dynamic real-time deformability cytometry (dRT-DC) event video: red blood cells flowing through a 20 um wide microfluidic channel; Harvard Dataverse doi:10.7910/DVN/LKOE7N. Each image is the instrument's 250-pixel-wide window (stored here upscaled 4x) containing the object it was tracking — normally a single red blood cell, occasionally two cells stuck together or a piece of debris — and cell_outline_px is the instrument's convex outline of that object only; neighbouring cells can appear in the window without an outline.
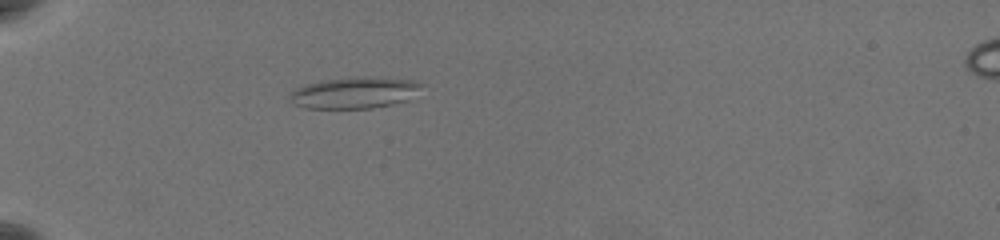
{"species": "common noctule bat (a hibernating species)", "species_latin": "Nyctalus noctula", "temperature_condition": "warm", "stored_images_in_passage": 40, "camera_frame_rate_fps": 3000, "um_per_image_px": 0.085, "animal": {"sex": "female", "body_mass_g": 19.5, "forearm_length_mm": 54.1}, "frame": {"image": 1, "passage_image": 1, "time_ms": 0.0, "image_size_px": [1000, 240], "cell_outline_px": [[424, 84], [408, 100], [392, 104], [372, 108], [304, 108], [292, 104], [288, 96], [296, 88], [308, 84], [324, 80], [356, 76], [368, 76], [412, 80]], "centroid_in_image_um": [30.11, 7.88], "position_along_channel_um": 54.9, "area_um2": 24.1}}
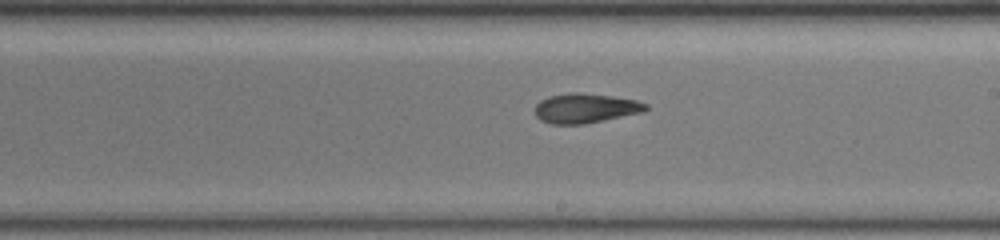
{"frame": {"image": 2, "passage_image": 18, "time_ms": 5.667, "image_size_px": [1000, 240], "cell_outline_px": [[648, 108], [644, 112], [584, 124], [552, 124], [540, 120], [536, 116], [536, 104], [540, 100], [548, 96], [568, 92], [576, 92], [612, 96], [636, 100], [648, 104]], "centroid_in_image_um": [49.76, 9.19], "position_along_channel_um": 239.2, "area_um2": 19.19}}
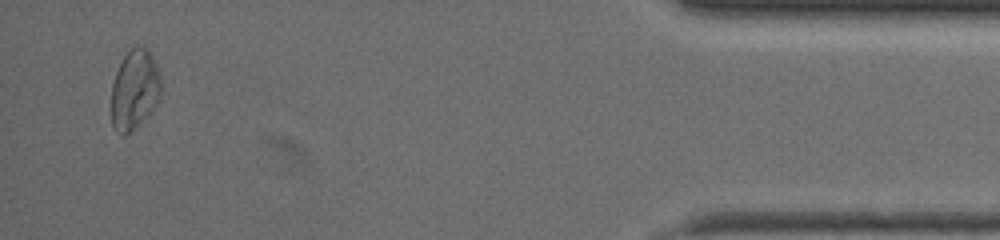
{"frame": {"image": 3, "passage_image": 38, "time_ms": 12.333, "image_size_px": [1000, 240], "cell_outline_px": [[160, 96], [156, 104], [124, 136], [120, 136], [112, 128], [112, 84], [116, 72], [124, 56], [136, 44], [148, 48], [160, 72]], "centroid_in_image_um": [11.43, 7.57], "position_along_channel_um": 423.8, "area_um2": 22.72}, "authors_computed_cell_mechanics": {"area_um2": 19.7098, "velocity_mm_per_s": 3.6984, "shape_relaxation_time_tau1_ms": null, "shape_relaxation_time_tau2_ms": 2.9814, "deformation_change_tau1": null, "deformation_change_tau2": 0.1198}}